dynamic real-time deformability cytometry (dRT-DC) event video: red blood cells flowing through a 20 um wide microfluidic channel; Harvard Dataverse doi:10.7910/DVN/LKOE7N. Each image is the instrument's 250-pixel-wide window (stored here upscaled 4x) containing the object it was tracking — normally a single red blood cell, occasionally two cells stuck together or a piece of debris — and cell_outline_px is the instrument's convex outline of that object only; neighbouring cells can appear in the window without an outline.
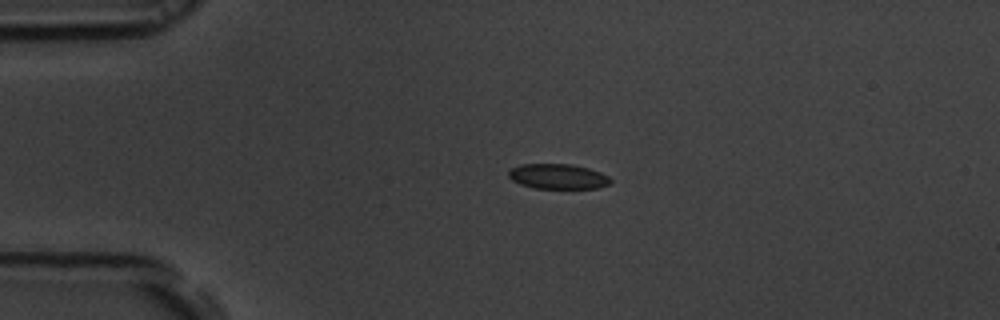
{"species": "common noctule bat (a hibernating species)", "species_latin": "Nyctalus noctula", "temperature_condition": "room temperature", "stored_images_in_passage": 43, "camera_frame_rate_fps": 3000, "um_per_image_px": 0.085, "animal": {"sex": "male", "body_mass_g": 19.5, "forearm_length_mm": 54.6}, "frame": {"image": 1, "passage_image": 1, "time_ms": 0.0, "image_size_px": [1000, 320], "cell_outline_px": [[612, 180], [608, 184], [596, 188], [536, 188], [520, 184], [512, 180], [508, 176], [508, 172], [512, 168], [520, 164], [572, 164], [588, 168], [600, 172], [608, 176]], "centroid_in_image_um": [47.41, 14.99], "position_along_channel_um": 37.6, "area_um2": 14.8}}
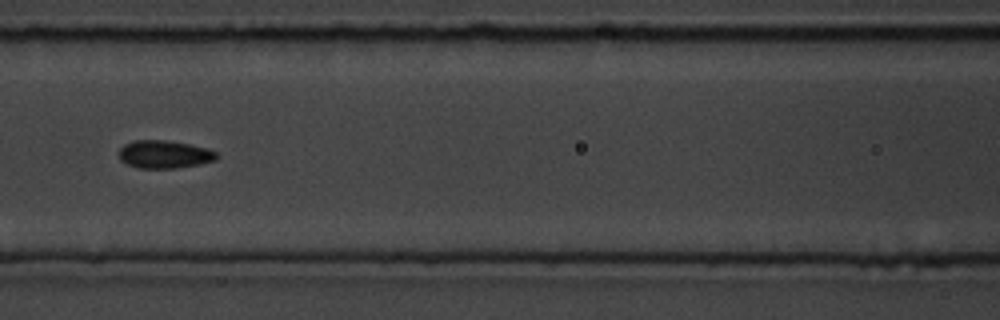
{"frame": {"image": 2, "passage_image": 13, "time_ms": 4.0, "image_size_px": [1000, 320], "cell_outline_px": [[220, 156], [216, 160], [200, 164], [176, 168], [140, 168], [128, 164], [120, 160], [120, 148], [124, 144], [136, 140], [164, 140], [188, 144], [208, 148], [216, 152]], "centroid_in_image_um": [14.01, 13.12], "position_along_channel_um": 152.6, "area_um2": 15.84}}
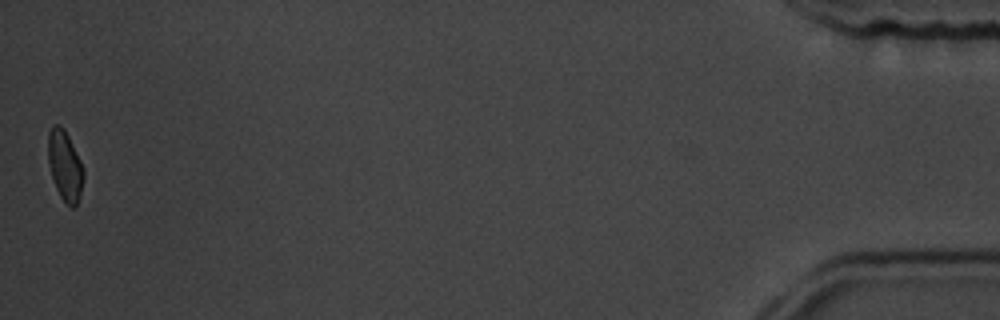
{"frame": {"image": 3, "passage_image": 43, "time_ms": 14.0, "image_size_px": [1000, 320], "cell_outline_px": [[84, 176], [76, 208], [72, 208], [60, 196], [56, 188], [52, 176], [48, 160], [48, 132], [52, 124], [56, 124], [64, 128], [84, 168]], "centroid_in_image_um": [5.51, 14.07], "position_along_channel_um": 429.7, "area_um2": 14.33}, "authors_computed_cell_mechanics": {"area_um2": 15.3748, "velocity_mm_per_s": 3.7382, "shape_relaxation_time_tau1_ms": 3.7988, "shape_relaxation_time_tau2_ms": 2.0747, "deformation_change_tau1": 0.0931, "deformation_change_tau2": 0.0719}}